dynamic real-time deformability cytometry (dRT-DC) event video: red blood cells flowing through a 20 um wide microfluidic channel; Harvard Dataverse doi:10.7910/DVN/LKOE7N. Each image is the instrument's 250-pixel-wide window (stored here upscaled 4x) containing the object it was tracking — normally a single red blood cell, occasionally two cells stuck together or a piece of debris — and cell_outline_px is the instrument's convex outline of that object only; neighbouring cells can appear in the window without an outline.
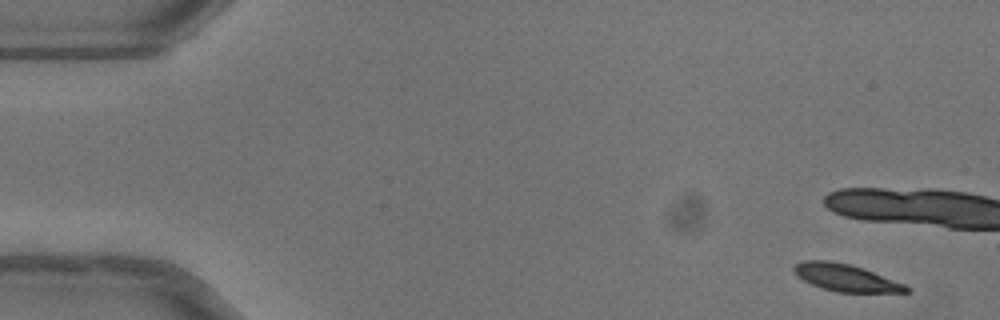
{"species": "common noctule bat (a hibernating species)", "species_latin": "Nyctalus noctula", "temperature_condition": "warm", "stored_images_in_passage": 12, "camera_frame_rate_fps": 3000, "um_per_image_px": 0.085, "animal": {"sex": "female"}, "frame": {"image": 1, "passage_image": 1, "time_ms": 0.0, "image_size_px": [1000, 320], "cell_outline_px": [[912, 292], [836, 292], [812, 284], [804, 280], [792, 268], [796, 264], [804, 260], [828, 260], [848, 264], [864, 268], [904, 284], [912, 288]], "centroid_in_image_um": [71.94, 23.6], "position_along_channel_um": 13.1, "area_um2": 17.51}}